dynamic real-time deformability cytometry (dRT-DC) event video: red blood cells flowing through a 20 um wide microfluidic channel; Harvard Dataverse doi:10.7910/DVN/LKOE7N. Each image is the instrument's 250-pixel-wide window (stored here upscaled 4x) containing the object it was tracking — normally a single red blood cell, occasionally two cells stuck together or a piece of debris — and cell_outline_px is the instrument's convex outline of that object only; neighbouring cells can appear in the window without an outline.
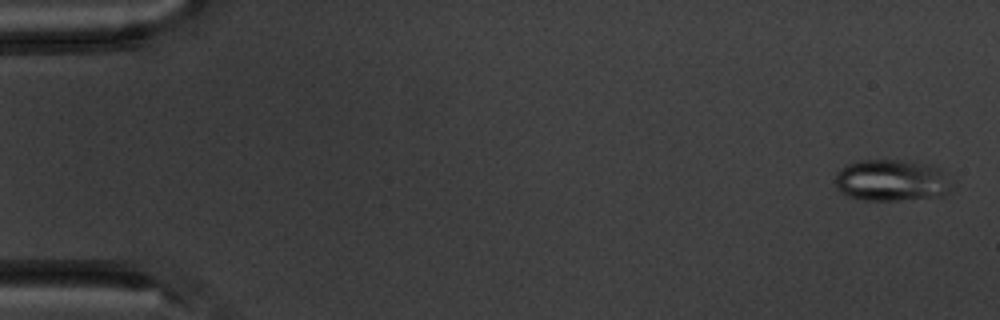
{"species": "common noctule bat (a hibernating species)", "species_latin": "Nyctalus noctula", "temperature_condition": "warm", "stored_images_in_passage": 6, "camera_frame_rate_fps": 3000, "um_per_image_px": 0.085, "animal": {"sex": "male", "body_mass_g": 20.1, "forearm_length_mm": 53.5}, "frame": {"image": 1, "passage_image": 1, "time_ms": 0.0, "image_size_px": [1000, 320], "cell_outline_px": [[956, 188], [944, 196], [896, 200], [864, 200], [848, 196], [840, 192], [836, 184], [836, 172], [844, 164], [856, 160], [900, 160], [932, 164], [940, 168], [944, 172]], "centroid_in_image_um": [75.83, 15.32], "position_along_channel_um": 9.2, "area_um2": 28.9}}